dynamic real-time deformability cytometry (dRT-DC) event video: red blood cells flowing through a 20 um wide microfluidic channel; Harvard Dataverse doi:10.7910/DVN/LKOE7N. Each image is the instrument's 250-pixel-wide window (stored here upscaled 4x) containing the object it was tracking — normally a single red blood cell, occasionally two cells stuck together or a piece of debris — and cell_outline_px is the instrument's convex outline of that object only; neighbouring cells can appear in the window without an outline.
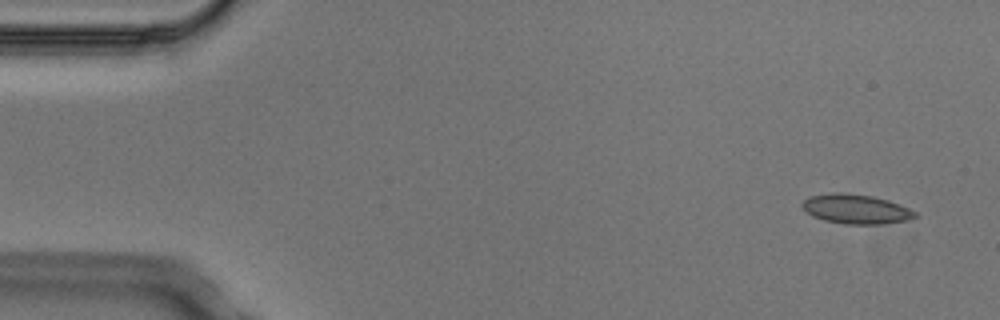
{"species": "Egyptian fruit bat (a non-hibernating species)", "species_latin": "Rousettus aegyptiacus", "temperature_condition": "cold", "stored_images_in_passage": 4, "camera_frame_rate_fps": 3000, "um_per_image_px": 0.085, "animal": {"sex": "male"}, "frame": {"image": 1, "passage_image": 1, "time_ms": 0.0, "image_size_px": [1000, 320], "cell_outline_px": [[920, 216], [908, 220], [880, 224], [844, 224], [824, 220], [812, 216], [800, 204], [808, 196], [832, 192], [840, 192], [872, 196], [888, 200], [908, 208], [916, 212]], "centroid_in_image_um": [72.75, 17.77], "position_along_channel_um": 12.2, "area_um2": 19.42}}
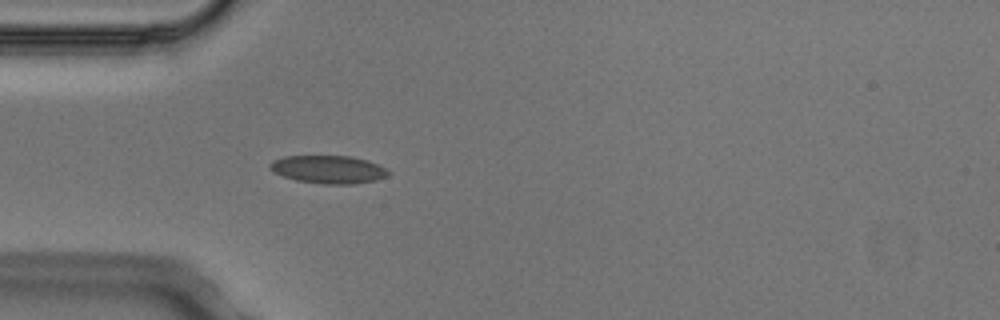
{"frame": {"image": 2, "passage_image": 4, "time_ms": 1.0, "image_size_px": [1000, 320], "cell_outline_px": [[388, 176], [376, 180], [352, 184], [324, 184], [296, 180], [272, 172], [268, 168], [268, 164], [272, 160], [284, 156], [352, 156], [368, 160], [384, 168], [388, 172]], "centroid_in_image_um": [27.86, 14.39], "position_along_channel_um": 57.1, "area_um2": 19.31}}